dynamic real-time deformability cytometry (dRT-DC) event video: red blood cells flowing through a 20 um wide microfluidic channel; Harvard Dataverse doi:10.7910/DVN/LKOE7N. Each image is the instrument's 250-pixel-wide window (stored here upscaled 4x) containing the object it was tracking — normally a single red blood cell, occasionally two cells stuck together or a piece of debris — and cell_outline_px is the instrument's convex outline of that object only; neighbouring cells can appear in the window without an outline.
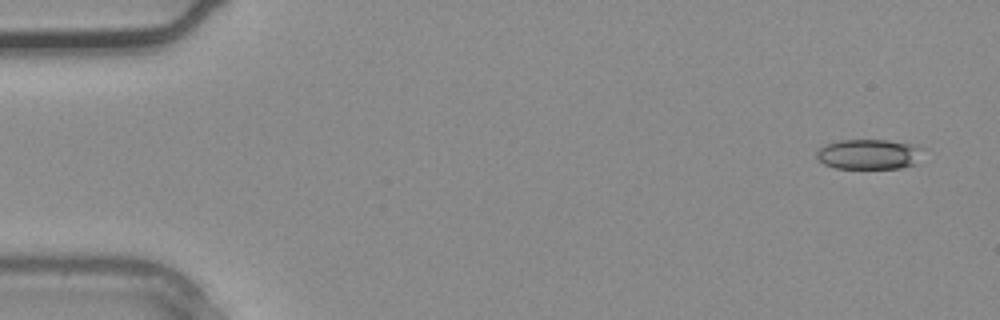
{"species": "common noctule bat (a hibernating species)", "species_latin": "Nyctalus noctula", "temperature_condition": "warm", "stored_images_in_passage": 3, "camera_frame_rate_fps": 3000, "um_per_image_px": 0.085, "animal": {"sex": "male", "body_mass_g": 20.4}, "frame": {"image": 1, "passage_image": 1, "time_ms": 0.0, "image_size_px": [1000, 320], "cell_outline_px": [[916, 148], [912, 164], [900, 168], [836, 168], [824, 164], [816, 156], [816, 152], [820, 148], [828, 144], [840, 140], [884, 140], [912, 144]], "centroid_in_image_um": [73.68, 13.11], "position_along_channel_um": 11.3, "area_um2": 17.69}}